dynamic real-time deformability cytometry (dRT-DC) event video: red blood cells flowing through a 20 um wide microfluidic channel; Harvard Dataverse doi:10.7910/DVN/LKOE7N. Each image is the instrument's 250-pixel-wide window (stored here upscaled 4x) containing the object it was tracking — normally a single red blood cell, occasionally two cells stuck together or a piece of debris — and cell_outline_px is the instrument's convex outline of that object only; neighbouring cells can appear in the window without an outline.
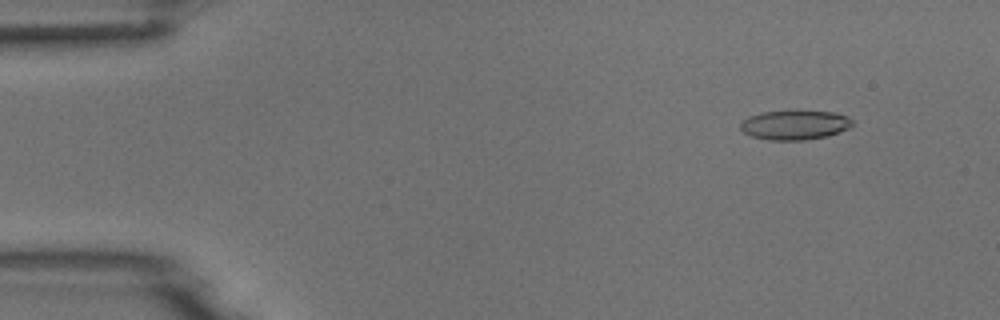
{"species": "common noctule bat (a hibernating species)", "species_latin": "Nyctalus noctula", "temperature_condition": "room temperature", "stored_images_in_passage": 5, "camera_frame_rate_fps": 3000, "um_per_image_px": 0.085, "animal": {"sex": "male", "body_mass_g": 18.8}, "frame": {"image": 1, "passage_image": 2, "time_ms": 1.333, "image_size_px": [1000, 320], "cell_outline_px": [[852, 124], [848, 128], [828, 136], [804, 140], [768, 140], [752, 136], [744, 132], [740, 128], [740, 124], [748, 116], [760, 112], [836, 112], [848, 116], [852, 120]], "centroid_in_image_um": [67.55, 10.63], "position_along_channel_um": 17.5, "area_um2": 18.9}}
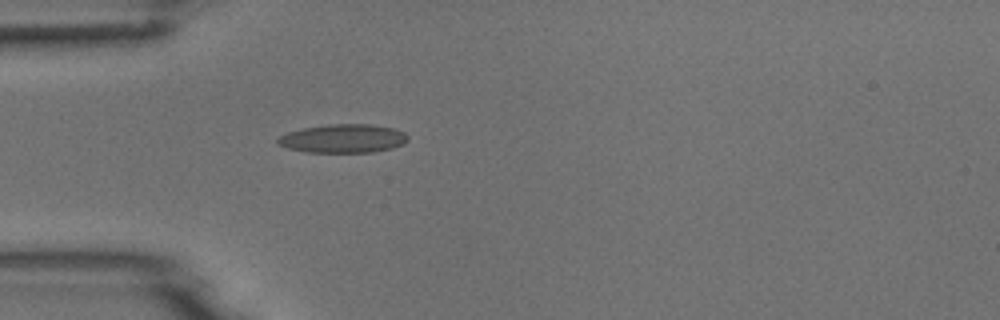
{"frame": {"image": 2, "passage_image": 5, "time_ms": 4.667, "image_size_px": [1000, 320], "cell_outline_px": [[408, 140], [404, 144], [392, 148], [376, 152], [308, 152], [288, 148], [280, 144], [276, 140], [280, 136], [288, 132], [304, 128], [328, 124], [368, 124], [396, 128], [404, 132], [408, 136]], "centroid_in_image_um": [29.23, 11.77], "position_along_channel_um": 55.8, "area_um2": 21.68}}